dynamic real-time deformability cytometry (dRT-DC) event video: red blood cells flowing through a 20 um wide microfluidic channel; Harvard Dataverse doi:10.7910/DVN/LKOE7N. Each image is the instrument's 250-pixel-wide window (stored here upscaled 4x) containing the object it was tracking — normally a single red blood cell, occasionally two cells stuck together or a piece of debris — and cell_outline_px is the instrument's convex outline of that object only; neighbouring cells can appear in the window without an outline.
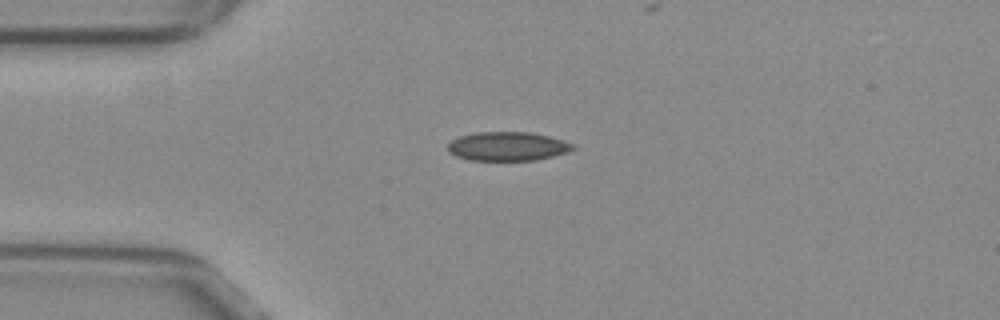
{"species": "common noctule bat (a hibernating species)", "species_latin": "Nyctalus noctula", "temperature_condition": "warm", "stored_images_in_passage": 31, "camera_frame_rate_fps": 3000, "um_per_image_px": 0.085, "animal": {"sex": "female", "body_mass_g": 29.2, "forearm_length_mm": 56.3}, "frame": {"image": 1, "passage_image": 1, "time_ms": 0.0, "image_size_px": [1000, 320], "cell_outline_px": [[576, 148], [568, 152], [536, 160], [472, 160], [456, 156], [448, 152], [448, 144], [452, 140], [460, 136], [476, 132], [528, 132], [548, 136], [576, 144]], "centroid_in_image_um": [43.16, 12.44], "position_along_channel_um": 41.8, "area_um2": 21.04}}
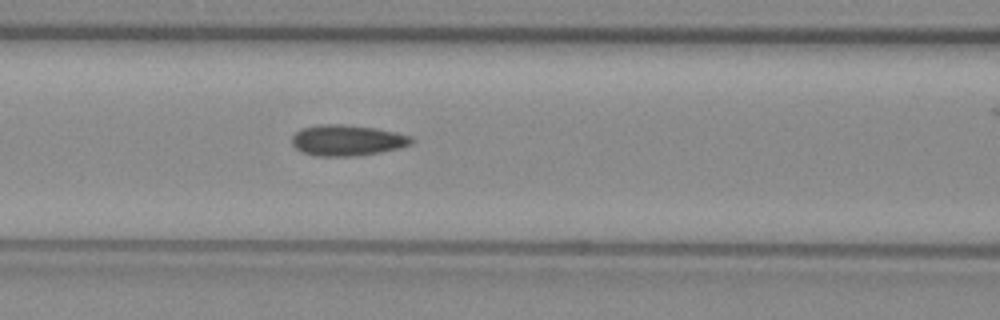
{"frame": {"image": 2, "passage_image": 10, "time_ms": 3.0, "image_size_px": [1000, 320], "cell_outline_px": [[416, 140], [412, 144], [400, 148], [380, 152], [356, 156], [316, 156], [300, 152], [292, 144], [292, 136], [296, 132], [304, 128], [320, 124], [340, 124], [376, 128], [396, 132], [412, 136]], "centroid_in_image_um": [29.54, 11.93], "position_along_channel_um": 137.1, "area_um2": 21.68}}
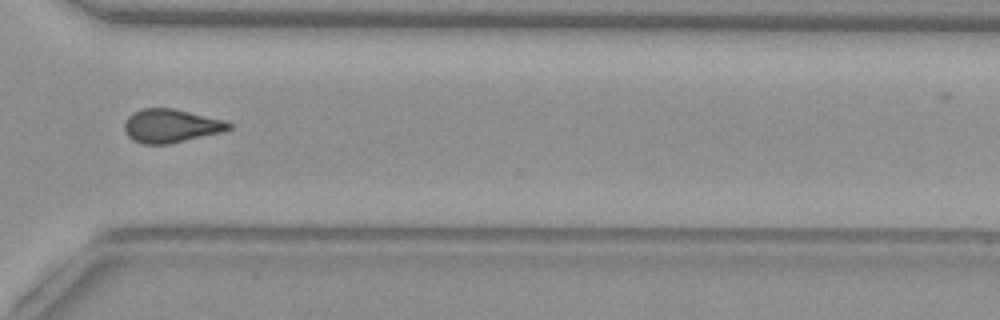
{"frame": {"image": 3, "passage_image": 27, "time_ms": 8.667, "image_size_px": [1000, 320], "cell_outline_px": [[232, 128], [224, 132], [168, 144], [144, 144], [132, 140], [128, 136], [124, 128], [124, 120], [132, 112], [144, 108], [172, 108], [228, 120], [232, 124]], "centroid_in_image_um": [14.56, 10.69], "position_along_channel_um": 356.0, "area_um2": 20.69}}